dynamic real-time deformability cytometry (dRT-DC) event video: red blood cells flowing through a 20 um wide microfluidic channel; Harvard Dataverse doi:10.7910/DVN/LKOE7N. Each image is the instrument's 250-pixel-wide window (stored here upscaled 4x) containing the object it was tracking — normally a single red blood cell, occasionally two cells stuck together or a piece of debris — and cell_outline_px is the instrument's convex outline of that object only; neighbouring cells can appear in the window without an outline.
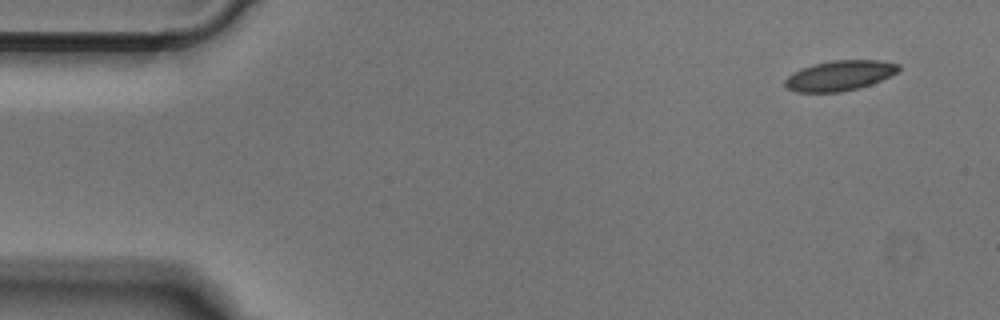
{"species": "Egyptian fruit bat (a non-hibernating species)", "species_latin": "Rousettus aegyptiacus", "temperature_condition": "cold", "stored_images_in_passage": 48, "camera_frame_rate_fps": 3000, "um_per_image_px": 0.085, "animal": {"sex": "male"}, "frame": {"image": 1, "passage_image": 1, "time_ms": 0.0, "image_size_px": [1000, 320], "cell_outline_px": [[900, 68], [896, 72], [880, 80], [856, 88], [840, 92], [796, 92], [788, 88], [784, 84], [784, 80], [788, 76], [800, 68], [812, 64], [832, 60], [880, 60], [900, 64]], "centroid_in_image_um": [71.33, 6.41], "position_along_channel_um": 13.7, "area_um2": 19.77}}
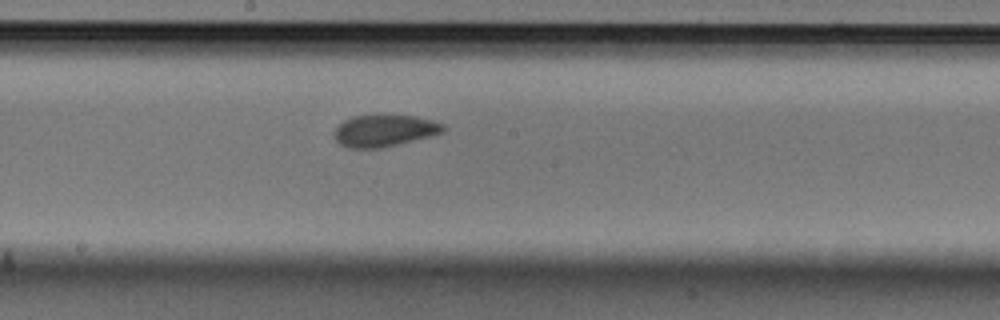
{"frame": {"image": 2, "passage_image": 24, "time_ms": 7.667, "image_size_px": [1000, 320], "cell_outline_px": [[444, 132], [400, 144], [384, 148], [348, 148], [340, 144], [336, 140], [336, 128], [344, 120], [352, 116], [416, 116], [432, 120], [444, 124]], "centroid_in_image_um": [32.69, 11.12], "position_along_channel_um": 215.5, "area_um2": 19.94}}
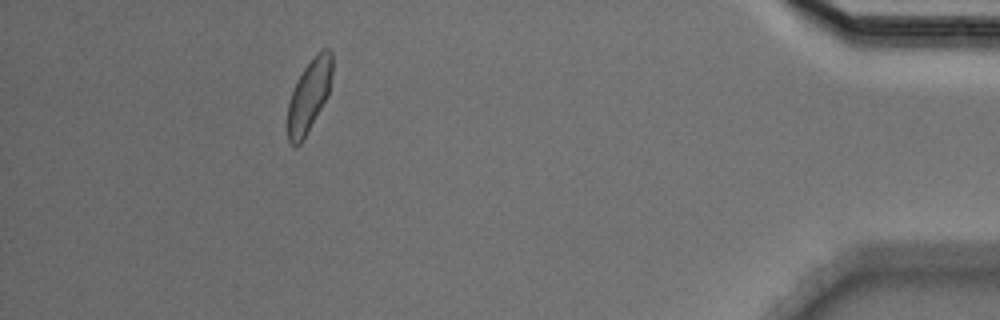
{"frame": {"image": 3, "passage_image": 43, "time_ms": 14.0, "image_size_px": [1000, 320], "cell_outline_px": [[332, 72], [328, 96], [304, 140], [300, 144], [292, 144], [288, 140], [288, 104], [292, 92], [304, 68], [320, 48], [328, 48], [332, 52]], "centroid_in_image_um": [26.3, 8.12], "position_along_channel_um": 408.9, "area_um2": 18.73}}